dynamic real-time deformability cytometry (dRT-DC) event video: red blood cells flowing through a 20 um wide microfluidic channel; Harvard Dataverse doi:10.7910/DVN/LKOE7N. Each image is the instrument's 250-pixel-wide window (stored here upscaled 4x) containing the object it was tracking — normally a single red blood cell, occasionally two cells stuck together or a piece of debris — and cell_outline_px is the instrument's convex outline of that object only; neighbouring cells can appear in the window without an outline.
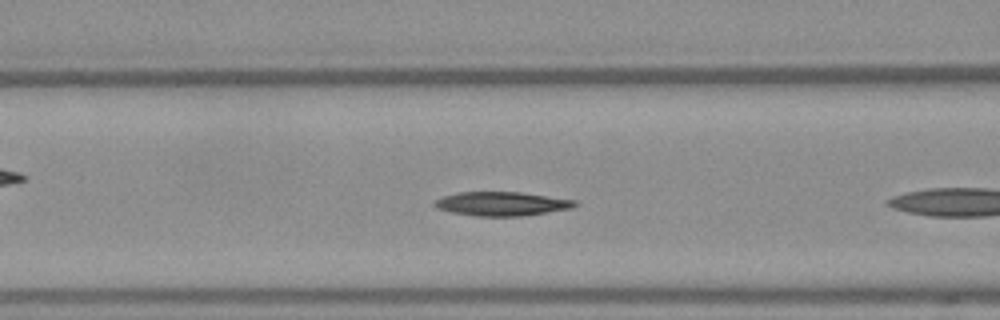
{"species": "Egyptian fruit bat (a non-hibernating species)", "species_latin": "Rousettus aegyptiacus", "temperature_condition": "warm", "stored_images_in_passage": 38, "camera_frame_rate_fps": 3000, "um_per_image_px": 0.085, "frame": {"image": 1, "passage_image": 6, "time_ms": 1.667, "image_size_px": [1000, 320], "cell_outline_px": [[580, 204], [572, 208], [524, 216], [476, 216], [452, 212], [436, 208], [432, 204], [436, 200], [444, 196], [460, 192], [520, 192], [576, 200]], "centroid_in_image_um": [42.68, 17.32], "position_along_channel_um": 123.9, "area_um2": 19.59}}
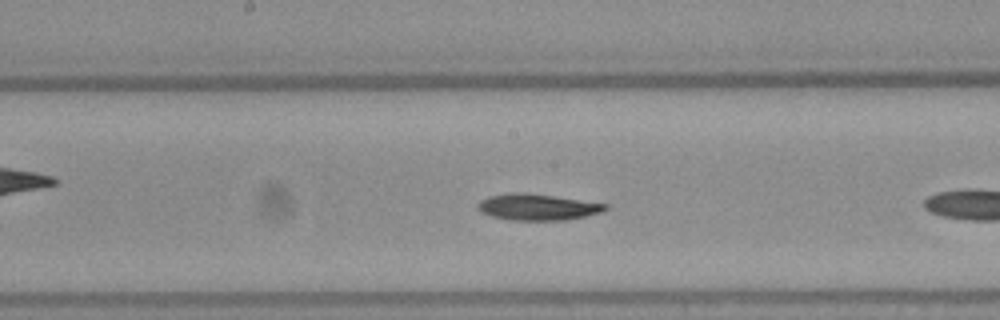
{"frame": {"image": 2, "passage_image": 12, "time_ms": 3.667, "image_size_px": [1000, 320], "cell_outline_px": [[608, 208], [604, 212], [568, 220], [512, 220], [492, 216], [480, 212], [476, 208], [476, 204], [480, 200], [492, 196], [512, 192], [524, 192], [608, 204]], "centroid_in_image_um": [45.69, 17.61], "position_along_channel_um": 202.5, "area_um2": 19.54}, "authors_computed_cell_mechanics": {"area_um2": 19.1029, "velocity_mm_per_s": 3.9209, "shape_relaxation_time_tau1_ms": 7.598, "shape_relaxation_time_tau2_ms": null, "deformation_change_tau1": 0.1585, "deformation_change_tau2": null}}